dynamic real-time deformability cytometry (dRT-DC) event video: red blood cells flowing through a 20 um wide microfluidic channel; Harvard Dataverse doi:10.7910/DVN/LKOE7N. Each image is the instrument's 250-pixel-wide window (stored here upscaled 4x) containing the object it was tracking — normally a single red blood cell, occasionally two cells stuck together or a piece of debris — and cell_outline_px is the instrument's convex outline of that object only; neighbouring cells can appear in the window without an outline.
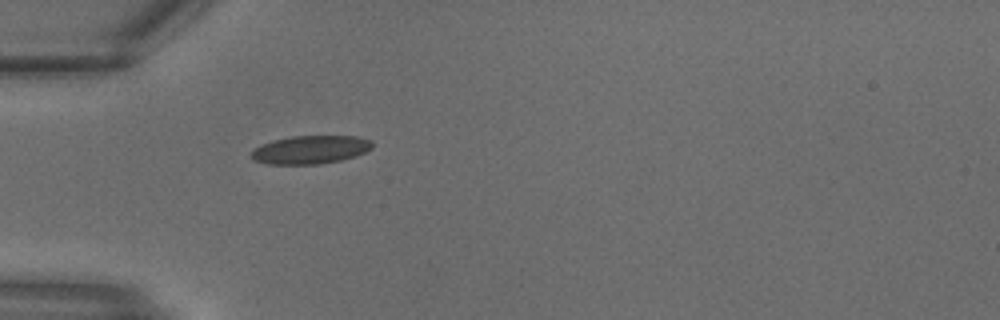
{"species": "common noctule bat (a hibernating species)", "species_latin": "Nyctalus noctula", "temperature_condition": "warm", "stored_images_in_passage": 3, "camera_frame_rate_fps": 3000, "um_per_image_px": 0.085, "animal": {"sex": "male", "body_mass_g": 18.8}, "frame": {"image": 1, "passage_image": 1, "time_ms": 0.0, "image_size_px": [1000, 320], "cell_outline_px": [[372, 148], [356, 156], [340, 160], [320, 164], [268, 164], [252, 160], [248, 156], [248, 152], [260, 144], [272, 140], [292, 136], [356, 136], [372, 140]], "centroid_in_image_um": [26.31, 12.72], "position_along_channel_um": 58.7, "area_um2": 20.23}}